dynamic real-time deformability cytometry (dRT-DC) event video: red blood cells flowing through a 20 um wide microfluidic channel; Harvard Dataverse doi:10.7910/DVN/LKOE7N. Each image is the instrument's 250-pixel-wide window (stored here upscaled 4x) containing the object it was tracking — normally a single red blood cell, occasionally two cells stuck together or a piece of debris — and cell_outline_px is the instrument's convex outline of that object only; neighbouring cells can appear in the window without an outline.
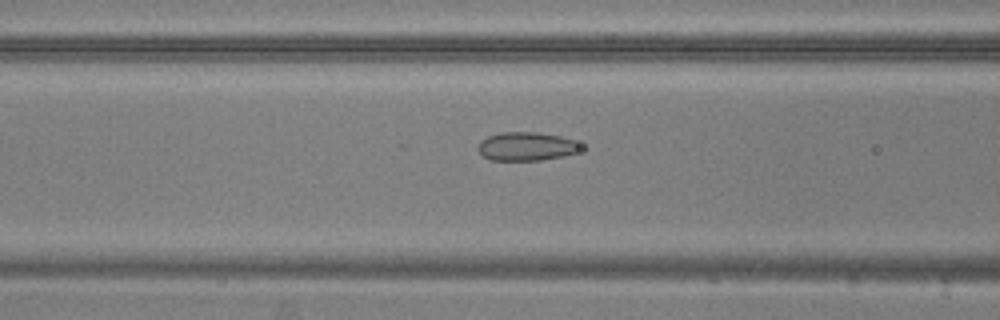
{"species": "common noctule bat (a hibernating species)", "species_latin": "Nyctalus noctula", "temperature_condition": "warm", "stored_images_in_passage": 38, "camera_frame_rate_fps": 3000, "um_per_image_px": 0.085, "animal": {"sex": "male", "body_mass_g": 20.5, "forearm_length_mm": 52.5}, "frame": {"image": 1, "passage_image": 12, "time_ms": 3.667, "image_size_px": [1000, 320], "cell_outline_px": [[580, 148], [576, 152], [564, 156], [540, 160], [492, 160], [484, 156], [476, 148], [480, 140], [488, 136], [500, 132], [536, 132], [560, 136], [572, 140], [580, 144]], "centroid_in_image_um": [44.7, 12.44], "position_along_channel_um": 121.9, "area_um2": 16.99}}
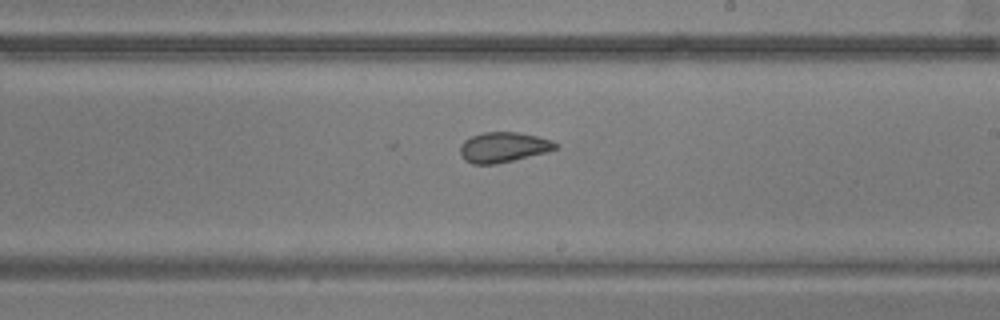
{"frame": {"image": 2, "passage_image": 22, "time_ms": 7.0, "image_size_px": [1000, 320], "cell_outline_px": [[560, 148], [548, 152], [496, 164], [472, 164], [464, 160], [460, 152], [460, 144], [464, 140], [472, 136], [484, 132], [516, 132], [536, 136], [552, 140], [560, 144]], "centroid_in_image_um": [42.82, 12.52], "position_along_channel_um": 246.2, "area_um2": 16.94}}
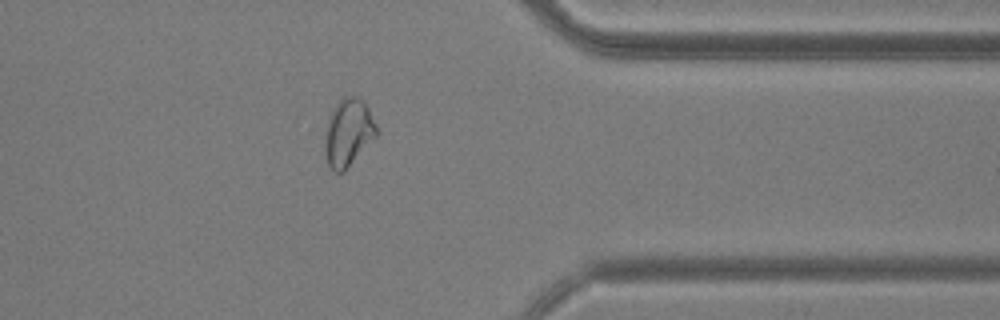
{"frame": {"image": 3, "passage_image": 34, "time_ms": 11.0, "image_size_px": [1000, 320], "cell_outline_px": [[376, 136], [344, 172], [336, 172], [328, 164], [324, 152], [324, 148], [328, 120], [332, 108], [344, 96], [356, 96], [368, 108], [376, 124]], "centroid_in_image_um": [29.59, 11.28], "position_along_channel_um": 381.8, "area_um2": 19.94}, "authors_computed_cell_mechanics": {"area_um2": 17.0799, "velocity_mm_per_s": 3.7326, "shape_relaxation_time_tau1_ms": null, "shape_relaxation_time_tau2_ms": 2.2808, "deformation_change_tau1": null, "deformation_change_tau2": 0.0726}}